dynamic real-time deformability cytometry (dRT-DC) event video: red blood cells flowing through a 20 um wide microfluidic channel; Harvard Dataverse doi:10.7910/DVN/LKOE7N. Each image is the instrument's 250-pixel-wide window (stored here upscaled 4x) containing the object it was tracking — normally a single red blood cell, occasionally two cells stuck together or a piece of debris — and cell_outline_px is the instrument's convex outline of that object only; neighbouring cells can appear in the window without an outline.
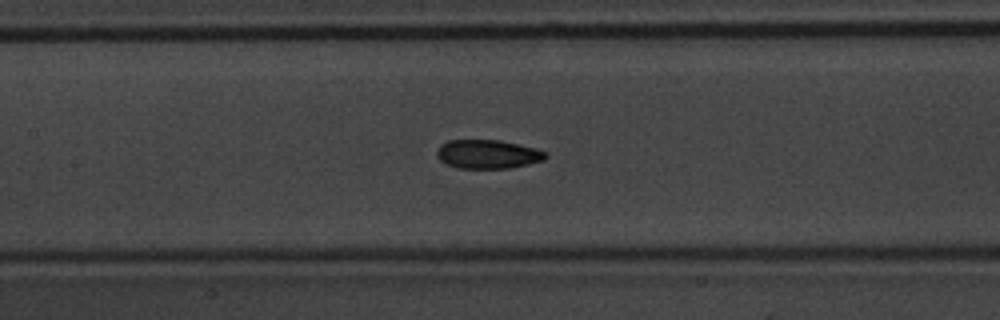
{"species": "common noctule bat (a hibernating species)", "species_latin": "Nyctalus noctula", "temperature_condition": "warm", "stored_images_in_passage": 44, "camera_frame_rate_fps": 3000, "um_per_image_px": 0.085, "animal": {"sex": "male", "body_mass_g": 20.1, "forearm_length_mm": 53.5}, "frame": {"image": 1, "passage_image": 26, "time_ms": 8.333, "image_size_px": [1000, 320], "cell_outline_px": [[548, 156], [544, 160], [528, 164], [508, 168], [456, 168], [440, 160], [436, 156], [436, 148], [440, 144], [448, 140], [500, 140], [536, 148], [548, 152]], "centroid_in_image_um": [41.45, 13.1], "position_along_channel_um": 165.9, "area_um2": 18.44}}